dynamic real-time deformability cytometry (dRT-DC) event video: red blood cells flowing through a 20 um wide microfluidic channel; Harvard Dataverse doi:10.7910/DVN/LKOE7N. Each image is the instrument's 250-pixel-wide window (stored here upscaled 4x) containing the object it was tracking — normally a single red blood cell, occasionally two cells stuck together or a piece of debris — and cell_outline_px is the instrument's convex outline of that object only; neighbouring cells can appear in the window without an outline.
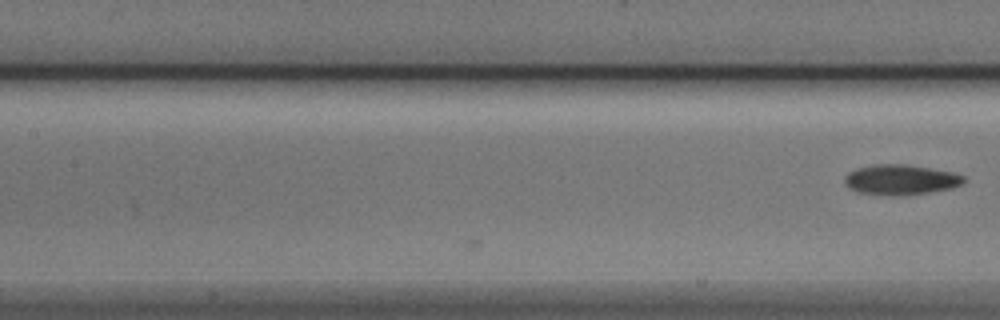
{"species": "Egyptian fruit bat (a non-hibernating species)", "species_latin": "Rousettus aegyptiacus", "temperature_condition": "cold", "stored_images_in_passage": 8, "camera_frame_rate_fps": 3000, "um_per_image_px": 0.085, "animal": {"sex": "male"}, "frame": {"image": 1, "passage_image": 8, "time_ms": 2.333, "image_size_px": [1000, 320], "cell_outline_px": [[964, 184], [952, 188], [908, 196], [892, 196], [856, 192], [848, 188], [844, 184], [844, 176], [848, 172], [856, 168], [876, 164], [908, 164], [952, 172], [964, 176]], "centroid_in_image_um": [76.53, 15.29], "position_along_channel_um": 130.9, "area_um2": 21.39}}